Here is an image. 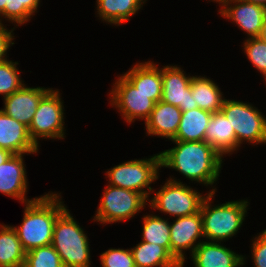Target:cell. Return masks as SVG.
<instances>
[{"instance_id":"cell-21","label":"cell","mask_w":266,"mask_h":267,"mask_svg":"<svg viewBox=\"0 0 266 267\" xmlns=\"http://www.w3.org/2000/svg\"><path fill=\"white\" fill-rule=\"evenodd\" d=\"M136 267H183L164 247L141 241L130 248Z\"/></svg>"},{"instance_id":"cell-14","label":"cell","mask_w":266,"mask_h":267,"mask_svg":"<svg viewBox=\"0 0 266 267\" xmlns=\"http://www.w3.org/2000/svg\"><path fill=\"white\" fill-rule=\"evenodd\" d=\"M51 89L43 87H27L25 84L11 95L3 98L6 115L29 127L41 99Z\"/></svg>"},{"instance_id":"cell-38","label":"cell","mask_w":266,"mask_h":267,"mask_svg":"<svg viewBox=\"0 0 266 267\" xmlns=\"http://www.w3.org/2000/svg\"><path fill=\"white\" fill-rule=\"evenodd\" d=\"M211 1V0H210ZM212 1H215L217 3H220L222 0H212Z\"/></svg>"},{"instance_id":"cell-16","label":"cell","mask_w":266,"mask_h":267,"mask_svg":"<svg viewBox=\"0 0 266 267\" xmlns=\"http://www.w3.org/2000/svg\"><path fill=\"white\" fill-rule=\"evenodd\" d=\"M23 157L24 154H13L5 163L0 164V193L28 203L36 198L26 197L28 183Z\"/></svg>"},{"instance_id":"cell-1","label":"cell","mask_w":266,"mask_h":267,"mask_svg":"<svg viewBox=\"0 0 266 267\" xmlns=\"http://www.w3.org/2000/svg\"><path fill=\"white\" fill-rule=\"evenodd\" d=\"M175 147L160 152L161 167L179 171L188 180L204 185L216 183L221 167L222 156L205 141H176Z\"/></svg>"},{"instance_id":"cell-34","label":"cell","mask_w":266,"mask_h":267,"mask_svg":"<svg viewBox=\"0 0 266 267\" xmlns=\"http://www.w3.org/2000/svg\"><path fill=\"white\" fill-rule=\"evenodd\" d=\"M13 154L5 149H0V164L5 163Z\"/></svg>"},{"instance_id":"cell-5","label":"cell","mask_w":266,"mask_h":267,"mask_svg":"<svg viewBox=\"0 0 266 267\" xmlns=\"http://www.w3.org/2000/svg\"><path fill=\"white\" fill-rule=\"evenodd\" d=\"M159 168H161L160 153L148 159L124 162L109 169L106 174L107 178L109 177V185L139 192L148 200L151 192H154L149 185L158 179Z\"/></svg>"},{"instance_id":"cell-4","label":"cell","mask_w":266,"mask_h":267,"mask_svg":"<svg viewBox=\"0 0 266 267\" xmlns=\"http://www.w3.org/2000/svg\"><path fill=\"white\" fill-rule=\"evenodd\" d=\"M87 234L66 208L53 228L52 246L60 255L63 267H90V248Z\"/></svg>"},{"instance_id":"cell-20","label":"cell","mask_w":266,"mask_h":267,"mask_svg":"<svg viewBox=\"0 0 266 267\" xmlns=\"http://www.w3.org/2000/svg\"><path fill=\"white\" fill-rule=\"evenodd\" d=\"M205 142L210 144L222 157L236 151V134L228 119L219 111L212 114L205 131Z\"/></svg>"},{"instance_id":"cell-19","label":"cell","mask_w":266,"mask_h":267,"mask_svg":"<svg viewBox=\"0 0 266 267\" xmlns=\"http://www.w3.org/2000/svg\"><path fill=\"white\" fill-rule=\"evenodd\" d=\"M139 91L150 96L155 103L162 97V68L151 61L134 65L123 74Z\"/></svg>"},{"instance_id":"cell-24","label":"cell","mask_w":266,"mask_h":267,"mask_svg":"<svg viewBox=\"0 0 266 267\" xmlns=\"http://www.w3.org/2000/svg\"><path fill=\"white\" fill-rule=\"evenodd\" d=\"M147 0H97L100 19L119 26L135 15Z\"/></svg>"},{"instance_id":"cell-11","label":"cell","mask_w":266,"mask_h":267,"mask_svg":"<svg viewBox=\"0 0 266 267\" xmlns=\"http://www.w3.org/2000/svg\"><path fill=\"white\" fill-rule=\"evenodd\" d=\"M175 219L170 224L171 254L184 266L186 258L183 251L191 249L192 255L196 247L202 242L201 240L197 242V240L204 237L203 220L200 212Z\"/></svg>"},{"instance_id":"cell-18","label":"cell","mask_w":266,"mask_h":267,"mask_svg":"<svg viewBox=\"0 0 266 267\" xmlns=\"http://www.w3.org/2000/svg\"><path fill=\"white\" fill-rule=\"evenodd\" d=\"M182 111L177 106L159 101L155 103L149 118L145 121L146 133L173 140L176 136Z\"/></svg>"},{"instance_id":"cell-13","label":"cell","mask_w":266,"mask_h":267,"mask_svg":"<svg viewBox=\"0 0 266 267\" xmlns=\"http://www.w3.org/2000/svg\"><path fill=\"white\" fill-rule=\"evenodd\" d=\"M233 3V4H232ZM222 17L236 23L249 38L259 37L266 15V7L243 0H222L219 5Z\"/></svg>"},{"instance_id":"cell-6","label":"cell","mask_w":266,"mask_h":267,"mask_svg":"<svg viewBox=\"0 0 266 267\" xmlns=\"http://www.w3.org/2000/svg\"><path fill=\"white\" fill-rule=\"evenodd\" d=\"M220 111L228 119L236 134V150L242 142L266 143V117L252 104L224 99Z\"/></svg>"},{"instance_id":"cell-2","label":"cell","mask_w":266,"mask_h":267,"mask_svg":"<svg viewBox=\"0 0 266 267\" xmlns=\"http://www.w3.org/2000/svg\"><path fill=\"white\" fill-rule=\"evenodd\" d=\"M58 193H48L25 203L20 226H14L26 252L52 244L53 228L59 215L67 208Z\"/></svg>"},{"instance_id":"cell-8","label":"cell","mask_w":266,"mask_h":267,"mask_svg":"<svg viewBox=\"0 0 266 267\" xmlns=\"http://www.w3.org/2000/svg\"><path fill=\"white\" fill-rule=\"evenodd\" d=\"M102 195L97 213L93 218L101 224L128 220L148 205L146 204L148 200L141 193L109 184Z\"/></svg>"},{"instance_id":"cell-33","label":"cell","mask_w":266,"mask_h":267,"mask_svg":"<svg viewBox=\"0 0 266 267\" xmlns=\"http://www.w3.org/2000/svg\"><path fill=\"white\" fill-rule=\"evenodd\" d=\"M13 29L15 28L8 30L6 27H4V24H0V63L8 60L7 50L14 44L12 41L15 37L13 36L14 34H12L14 31Z\"/></svg>"},{"instance_id":"cell-22","label":"cell","mask_w":266,"mask_h":267,"mask_svg":"<svg viewBox=\"0 0 266 267\" xmlns=\"http://www.w3.org/2000/svg\"><path fill=\"white\" fill-rule=\"evenodd\" d=\"M190 86L198 108L212 114L220 111L225 98L214 81L205 76H193Z\"/></svg>"},{"instance_id":"cell-17","label":"cell","mask_w":266,"mask_h":267,"mask_svg":"<svg viewBox=\"0 0 266 267\" xmlns=\"http://www.w3.org/2000/svg\"><path fill=\"white\" fill-rule=\"evenodd\" d=\"M245 256L236 254L221 242L203 241L196 247L191 259L195 267H241Z\"/></svg>"},{"instance_id":"cell-27","label":"cell","mask_w":266,"mask_h":267,"mask_svg":"<svg viewBox=\"0 0 266 267\" xmlns=\"http://www.w3.org/2000/svg\"><path fill=\"white\" fill-rule=\"evenodd\" d=\"M40 0H8L5 5V10L0 14V17H4L7 21H11L16 26L28 22L31 16L35 15L39 6ZM0 18V24L2 20Z\"/></svg>"},{"instance_id":"cell-32","label":"cell","mask_w":266,"mask_h":267,"mask_svg":"<svg viewBox=\"0 0 266 267\" xmlns=\"http://www.w3.org/2000/svg\"><path fill=\"white\" fill-rule=\"evenodd\" d=\"M252 259L254 267H266V229L252 240Z\"/></svg>"},{"instance_id":"cell-15","label":"cell","mask_w":266,"mask_h":267,"mask_svg":"<svg viewBox=\"0 0 266 267\" xmlns=\"http://www.w3.org/2000/svg\"><path fill=\"white\" fill-rule=\"evenodd\" d=\"M0 149L12 154H34L37 147L30 138L28 127L6 115L0 109Z\"/></svg>"},{"instance_id":"cell-29","label":"cell","mask_w":266,"mask_h":267,"mask_svg":"<svg viewBox=\"0 0 266 267\" xmlns=\"http://www.w3.org/2000/svg\"><path fill=\"white\" fill-rule=\"evenodd\" d=\"M17 65L18 62L11 60L0 63V94L3 95V98L11 95L24 85Z\"/></svg>"},{"instance_id":"cell-3","label":"cell","mask_w":266,"mask_h":267,"mask_svg":"<svg viewBox=\"0 0 266 267\" xmlns=\"http://www.w3.org/2000/svg\"><path fill=\"white\" fill-rule=\"evenodd\" d=\"M215 192L216 188L207 193L200 208L203 233L207 241L223 242L235 236L240 230L249 202L247 200L229 201L211 207Z\"/></svg>"},{"instance_id":"cell-25","label":"cell","mask_w":266,"mask_h":267,"mask_svg":"<svg viewBox=\"0 0 266 267\" xmlns=\"http://www.w3.org/2000/svg\"><path fill=\"white\" fill-rule=\"evenodd\" d=\"M24 250L13 226L0 224V267H23Z\"/></svg>"},{"instance_id":"cell-35","label":"cell","mask_w":266,"mask_h":267,"mask_svg":"<svg viewBox=\"0 0 266 267\" xmlns=\"http://www.w3.org/2000/svg\"><path fill=\"white\" fill-rule=\"evenodd\" d=\"M263 41L266 42V15L263 21V26H262V31L261 34L259 36Z\"/></svg>"},{"instance_id":"cell-10","label":"cell","mask_w":266,"mask_h":267,"mask_svg":"<svg viewBox=\"0 0 266 267\" xmlns=\"http://www.w3.org/2000/svg\"><path fill=\"white\" fill-rule=\"evenodd\" d=\"M110 94V104L119 110L126 123L135 119L147 120L155 102L139 91L123 74L118 76Z\"/></svg>"},{"instance_id":"cell-31","label":"cell","mask_w":266,"mask_h":267,"mask_svg":"<svg viewBox=\"0 0 266 267\" xmlns=\"http://www.w3.org/2000/svg\"><path fill=\"white\" fill-rule=\"evenodd\" d=\"M102 267H136L131 249L110 248L100 255Z\"/></svg>"},{"instance_id":"cell-7","label":"cell","mask_w":266,"mask_h":267,"mask_svg":"<svg viewBox=\"0 0 266 267\" xmlns=\"http://www.w3.org/2000/svg\"><path fill=\"white\" fill-rule=\"evenodd\" d=\"M175 178H169L149 201V207L171 216L183 217L200 212L206 196Z\"/></svg>"},{"instance_id":"cell-28","label":"cell","mask_w":266,"mask_h":267,"mask_svg":"<svg viewBox=\"0 0 266 267\" xmlns=\"http://www.w3.org/2000/svg\"><path fill=\"white\" fill-rule=\"evenodd\" d=\"M23 267H63V264L54 247L48 245L26 252Z\"/></svg>"},{"instance_id":"cell-36","label":"cell","mask_w":266,"mask_h":267,"mask_svg":"<svg viewBox=\"0 0 266 267\" xmlns=\"http://www.w3.org/2000/svg\"><path fill=\"white\" fill-rule=\"evenodd\" d=\"M245 2L260 4L266 7V0H243Z\"/></svg>"},{"instance_id":"cell-26","label":"cell","mask_w":266,"mask_h":267,"mask_svg":"<svg viewBox=\"0 0 266 267\" xmlns=\"http://www.w3.org/2000/svg\"><path fill=\"white\" fill-rule=\"evenodd\" d=\"M142 241L158 244L171 253L170 223L162 217L147 214L143 217Z\"/></svg>"},{"instance_id":"cell-9","label":"cell","mask_w":266,"mask_h":267,"mask_svg":"<svg viewBox=\"0 0 266 267\" xmlns=\"http://www.w3.org/2000/svg\"><path fill=\"white\" fill-rule=\"evenodd\" d=\"M59 90H51L41 99L28 127L30 138L39 147L38 139H64V106Z\"/></svg>"},{"instance_id":"cell-37","label":"cell","mask_w":266,"mask_h":267,"mask_svg":"<svg viewBox=\"0 0 266 267\" xmlns=\"http://www.w3.org/2000/svg\"><path fill=\"white\" fill-rule=\"evenodd\" d=\"M8 0H0V14L5 10V5Z\"/></svg>"},{"instance_id":"cell-12","label":"cell","mask_w":266,"mask_h":267,"mask_svg":"<svg viewBox=\"0 0 266 267\" xmlns=\"http://www.w3.org/2000/svg\"><path fill=\"white\" fill-rule=\"evenodd\" d=\"M162 67L161 101L177 106L181 111L198 108L191 93L190 84L193 76H186L185 72L175 65Z\"/></svg>"},{"instance_id":"cell-23","label":"cell","mask_w":266,"mask_h":267,"mask_svg":"<svg viewBox=\"0 0 266 267\" xmlns=\"http://www.w3.org/2000/svg\"><path fill=\"white\" fill-rule=\"evenodd\" d=\"M211 116L212 113L200 108L182 111L180 124L173 140L204 141Z\"/></svg>"},{"instance_id":"cell-30","label":"cell","mask_w":266,"mask_h":267,"mask_svg":"<svg viewBox=\"0 0 266 267\" xmlns=\"http://www.w3.org/2000/svg\"><path fill=\"white\" fill-rule=\"evenodd\" d=\"M243 47L249 61L266 79V42L260 37L247 38Z\"/></svg>"}]
</instances>
